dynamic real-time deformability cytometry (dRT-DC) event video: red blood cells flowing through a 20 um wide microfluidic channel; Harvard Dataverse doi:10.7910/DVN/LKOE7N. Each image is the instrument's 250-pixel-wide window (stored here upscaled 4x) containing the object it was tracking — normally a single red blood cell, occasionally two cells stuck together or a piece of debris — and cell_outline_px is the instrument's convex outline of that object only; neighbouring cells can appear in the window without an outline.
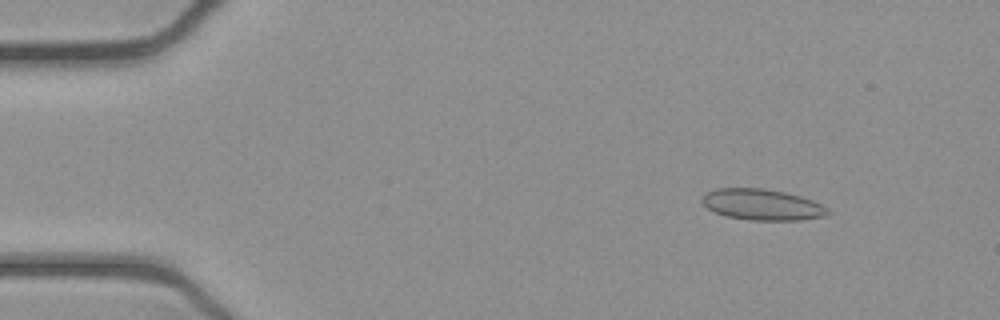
{"species": "common noctule bat (a hibernating species)", "species_latin": "Nyctalus noctula", "temperature_condition": "cold", "stored_images_in_passage": 49, "camera_frame_rate_fps": 3000, "um_per_image_px": 0.085, "animal": {"sex": "female", "body_mass_g": 21.9}, "frame": {"image": 1, "passage_image": 3, "time_ms": 0.667, "image_size_px": [1000, 320], "cell_outline_px": [[832, 212], [824, 216], [800, 220], [748, 220], [724, 216], [708, 208], [700, 200], [708, 192], [716, 188], [764, 188], [784, 192], [800, 196], [812, 200], [828, 208]], "centroid_in_image_um": [64.79, 17.4], "position_along_channel_um": 20.2, "area_um2": 22.72}}
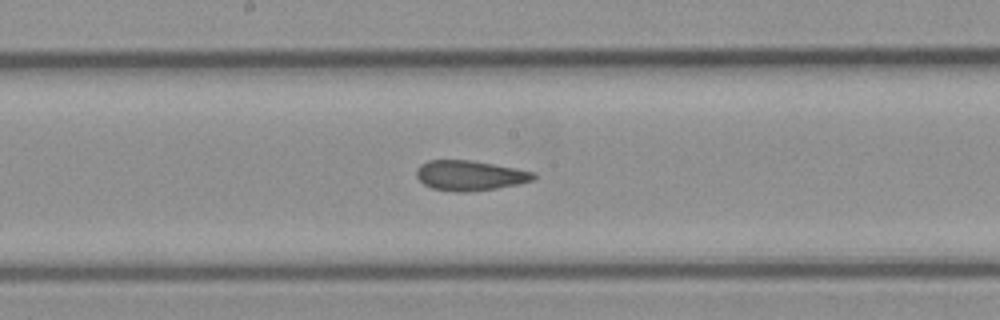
{"frame": {"image": 2, "passage_image": 24, "time_ms": 7.667, "image_size_px": [1000, 320], "cell_outline_px": [[536, 176], [532, 180], [520, 184], [496, 188], [468, 192], [456, 192], [432, 188], [424, 184], [416, 176], [416, 168], [420, 164], [428, 160], [468, 160], [492, 164], [536, 172]], "centroid_in_image_um": [39.92, 14.92], "position_along_channel_um": 208.3, "area_um2": 20.46}}
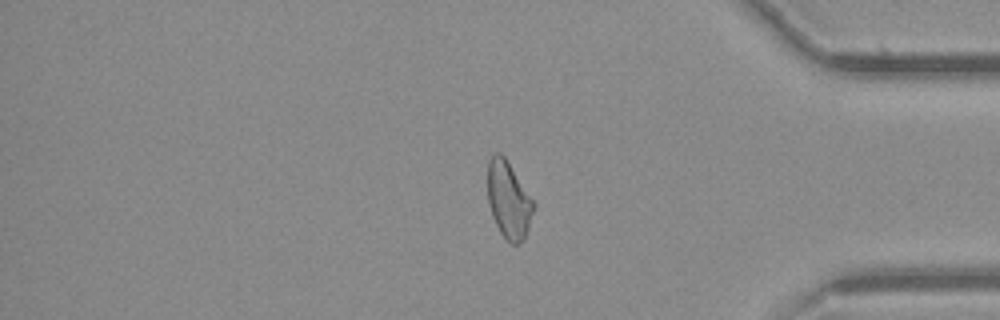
{"frame": {"image": 3, "passage_image": 40, "time_ms": 13.0, "image_size_px": [1000, 320], "cell_outline_px": [[536, 208], [524, 240], [516, 244], [512, 244], [500, 232], [492, 216], [488, 200], [488, 160], [496, 152], [500, 152], [504, 156], [536, 204]], "centroid_in_image_um": [43.25, 17.0], "position_along_channel_um": 391.9, "area_um2": 20.58}, "authors_computed_cell_mechanics": {"area_um2": 21.5016, "velocity_mm_per_s": 3.9051, "shape_relaxation_time_tau1_ms": 11.05, "shape_relaxation_time_tau2_ms": 2.1285, "deformation_change_tau1": 0.1563, "deformation_change_tau2": 0.0827}}